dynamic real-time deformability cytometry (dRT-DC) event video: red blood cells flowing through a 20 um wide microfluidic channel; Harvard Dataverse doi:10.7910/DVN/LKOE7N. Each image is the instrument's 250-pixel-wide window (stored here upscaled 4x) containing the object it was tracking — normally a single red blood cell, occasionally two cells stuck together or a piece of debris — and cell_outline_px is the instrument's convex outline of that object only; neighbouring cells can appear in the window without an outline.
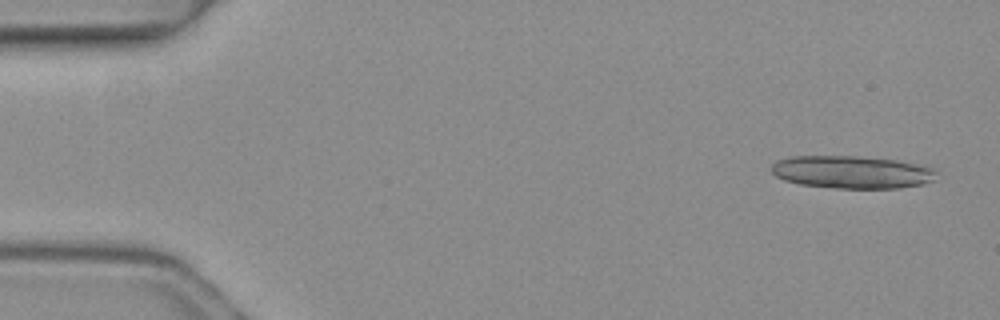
{"species": "common noctule bat (a hibernating species)", "species_latin": "Nyctalus noctula", "temperature_condition": "warm", "stored_images_in_passage": 5, "segment_of_instrument_passage": [1, 2], "camera_frame_rate_fps": 3000, "um_per_image_px": 0.085, "animal": {"sex": "female", "body_mass_g": 19.3, "forearm_length_mm": 54.1}, "frame": {"image": 1, "passage_image": 1, "time_ms": 0.0, "image_size_px": [1000, 320], "cell_outline_px": [[936, 180], [924, 184], [900, 188], [832, 188], [800, 184], [784, 180], [776, 176], [772, 172], [772, 164], [776, 160], [788, 156], [856, 156], [896, 160], [916, 164], [932, 168], [936, 172]], "centroid_in_image_um": [72.4, 14.63], "position_along_channel_um": 12.6, "area_um2": 31.56}}